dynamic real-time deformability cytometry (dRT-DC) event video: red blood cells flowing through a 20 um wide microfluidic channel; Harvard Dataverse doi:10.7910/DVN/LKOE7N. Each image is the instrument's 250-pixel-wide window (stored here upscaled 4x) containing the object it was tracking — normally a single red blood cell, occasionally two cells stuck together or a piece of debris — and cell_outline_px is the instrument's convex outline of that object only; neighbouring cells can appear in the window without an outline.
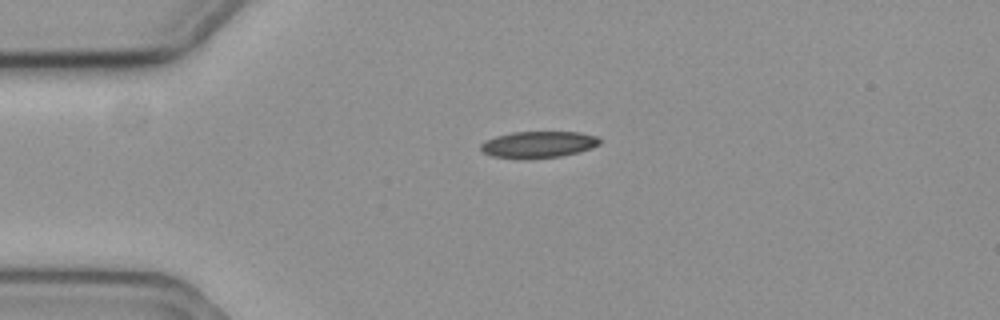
{"species": "common noctule bat (a hibernating species)", "species_latin": "Nyctalus noctula", "temperature_condition": "cold", "stored_images_in_passage": 36, "camera_frame_rate_fps": 3000, "um_per_image_px": 0.085, "animal": {"sex": "female", "body_mass_g": 19.3, "forearm_length_mm": 54.1}, "frame": {"image": 1, "passage_image": 1, "time_ms": 0.0, "image_size_px": [1000, 320], "cell_outline_px": [[600, 144], [592, 148], [560, 156], [528, 160], [520, 160], [492, 156], [484, 152], [480, 148], [480, 144], [484, 140], [496, 136], [512, 132], [580, 132], [596, 136], [600, 140]], "centroid_in_image_um": [45.72, 12.3], "position_along_channel_um": 39.3, "area_um2": 18.67}}
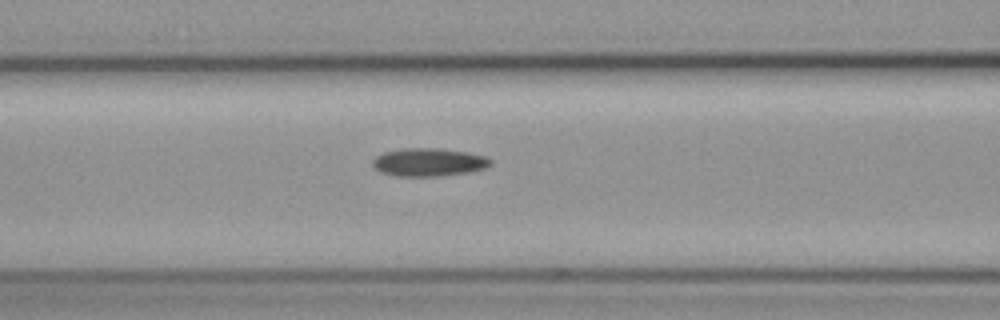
{"frame": {"image": 2, "passage_image": 11, "time_ms": 3.333, "image_size_px": [1000, 320], "cell_outline_px": [[492, 164], [484, 168], [468, 172], [440, 176], [396, 176], [384, 172], [376, 168], [372, 164], [372, 160], [376, 156], [384, 152], [404, 148], [436, 148], [468, 152], [488, 156], [492, 160]], "centroid_in_image_um": [36.48, 13.78], "position_along_channel_um": 130.1, "area_um2": 19.25}}
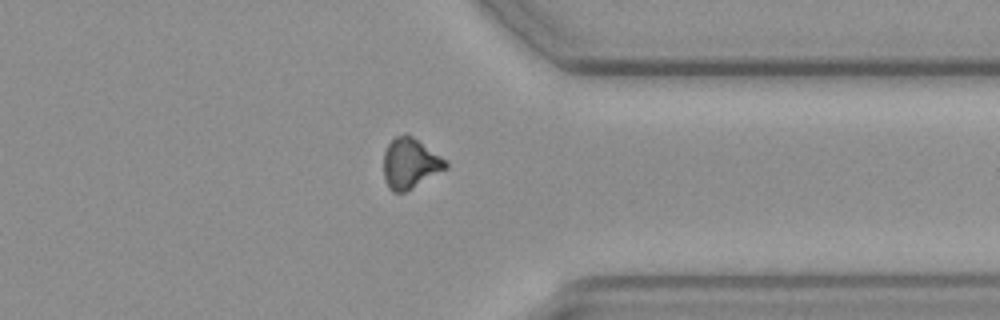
{"frame": {"image": 3, "passage_image": 32, "time_ms": 10.333, "image_size_px": [1000, 320], "cell_outline_px": [[448, 168], [404, 192], [392, 192], [388, 188], [384, 176], [384, 152], [388, 144], [396, 136], [404, 132], [412, 136], [448, 160]], "centroid_in_image_um": [34.87, 13.87], "position_along_channel_um": 376.5, "area_um2": 18.26}}